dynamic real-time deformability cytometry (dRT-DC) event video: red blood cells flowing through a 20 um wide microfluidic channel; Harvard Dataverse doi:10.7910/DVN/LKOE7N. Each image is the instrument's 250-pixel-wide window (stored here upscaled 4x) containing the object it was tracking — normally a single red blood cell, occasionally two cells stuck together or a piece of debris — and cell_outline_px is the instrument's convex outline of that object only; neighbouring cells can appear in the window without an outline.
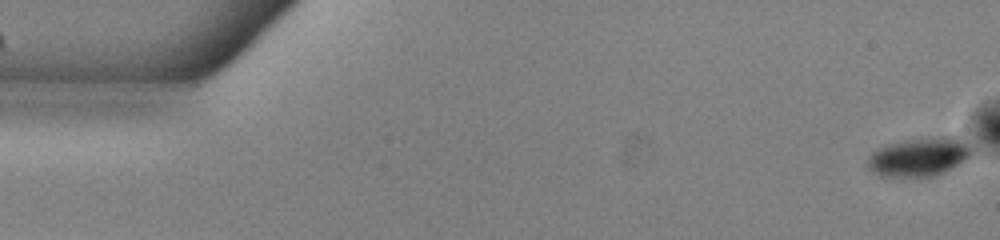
{"species": "common noctule bat (a hibernating species)", "species_latin": "Nyctalus noctula", "temperature_condition": "warm", "stored_images_in_passage": 53, "camera_frame_rate_fps": 3000, "um_per_image_px": 0.085, "animal": {"sex": "male", "body_mass_g": 13.0, "forearm_length_mm": 53.1}, "frame": {"image": 1, "passage_image": 1, "time_ms": 0.0, "image_size_px": [1000, 240], "cell_outline_px": [[972, 152], [964, 160], [944, 172], [932, 176], [880, 176], [868, 168], [868, 156], [872, 152], [888, 144], [908, 140], [940, 136], [960, 136], [968, 144]], "centroid_in_image_um": [78.13, 13.32], "position_along_channel_um": 6.9, "area_um2": 23.12}}
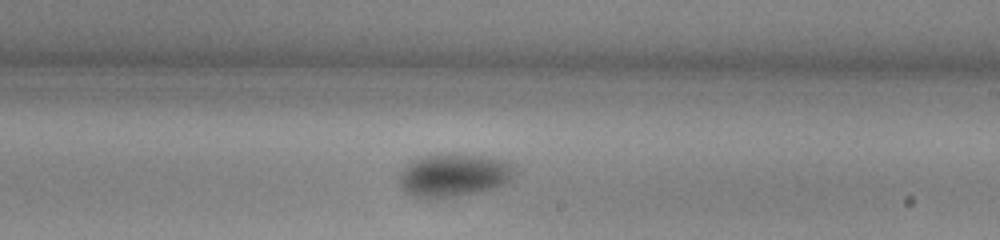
{"frame": {"image": 2, "passage_image": 31, "time_ms": 10.0, "image_size_px": [1000, 240], "cell_outline_px": [[516, 172], [504, 184], [496, 188], [440, 200], [420, 200], [412, 196], [400, 184], [400, 172], [412, 160], [420, 156], [440, 152], [456, 152], [504, 160], [516, 168]], "centroid_in_image_um": [38.53, 14.89], "position_along_channel_um": 250.5, "area_um2": 29.82}}
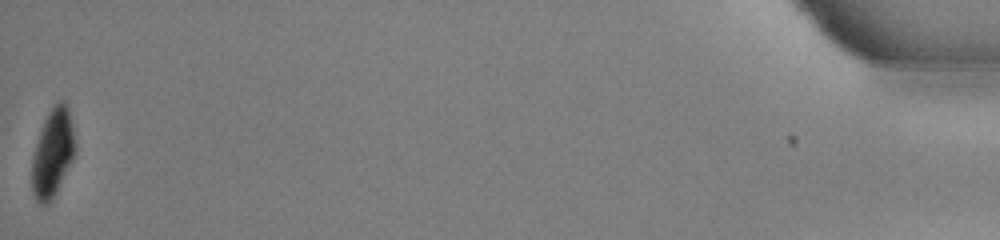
{"frame": {"image": 3, "passage_image": 53, "time_ms": 17.333, "image_size_px": [1000, 240], "cell_outline_px": [[76, 152], [52, 200], [48, 204], [40, 204], [36, 200], [32, 192], [32, 156], [44, 120], [48, 112], [60, 100], [64, 100], [68, 108], [76, 144]], "centroid_in_image_um": [4.48, 13.02], "position_along_channel_um": 430.7, "area_um2": 21.96}, "authors_computed_cell_mechanics": {"area_um2": 26.7614, "velocity_mm_per_s": 3.8886, "shape_relaxation_time_tau1_ms": 2.393, "shape_relaxation_time_tau2_ms": 10.621, "deformation_change_tau1": 0.0842, "deformation_change_tau2": 0.0982}}